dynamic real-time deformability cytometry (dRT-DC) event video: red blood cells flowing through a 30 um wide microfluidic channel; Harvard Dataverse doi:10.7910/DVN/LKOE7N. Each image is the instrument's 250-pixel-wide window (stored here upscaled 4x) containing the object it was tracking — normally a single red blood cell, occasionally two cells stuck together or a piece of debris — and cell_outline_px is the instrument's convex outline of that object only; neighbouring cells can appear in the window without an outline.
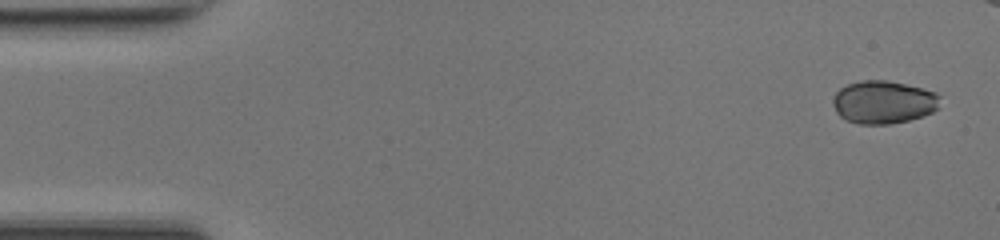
{"species": "common noctule bat (a hibernating species)", "species_latin": "Nyctalus noctula", "temperature_condition": "room temperature", "stored_images_in_passage": 43, "camera_frame_rate_fps": 3000, "um_per_image_px": 0.085, "animal": {"sex": "female", "body_mass_g": 17.0, "forearm_length_mm": 48.0}, "frame": {"image": 1, "passage_image": 1, "time_ms": 0.0, "image_size_px": [1000, 240], "cell_outline_px": [[940, 96], [936, 108], [932, 112], [908, 120], [888, 124], [860, 124], [844, 120], [836, 112], [832, 104], [832, 96], [840, 88], [848, 84], [860, 80], [888, 80], [936, 92]], "centroid_in_image_um": [75.03, 8.68], "position_along_channel_um": 10.0, "area_um2": 26.76}}
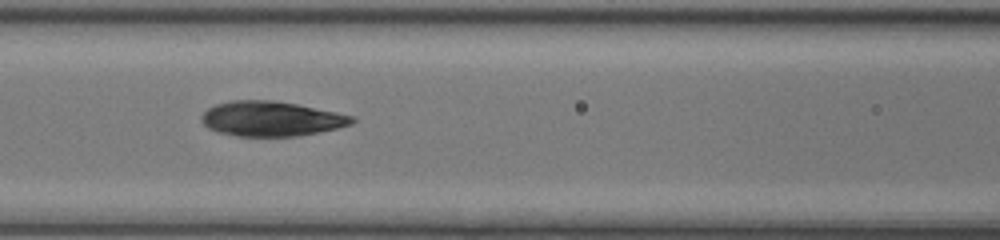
{"frame": {"image": 2, "passage_image": 20, "time_ms": 6.333, "image_size_px": [1000, 240], "cell_outline_px": [[356, 120], [352, 124], [336, 128], [300, 136], [236, 136], [220, 132], [208, 128], [200, 120], [200, 116], [208, 108], [216, 104], [232, 100], [272, 100], [296, 104], [356, 116]], "centroid_in_image_um": [23.05, 10.09], "position_along_channel_um": 143.5, "area_um2": 30.58}}
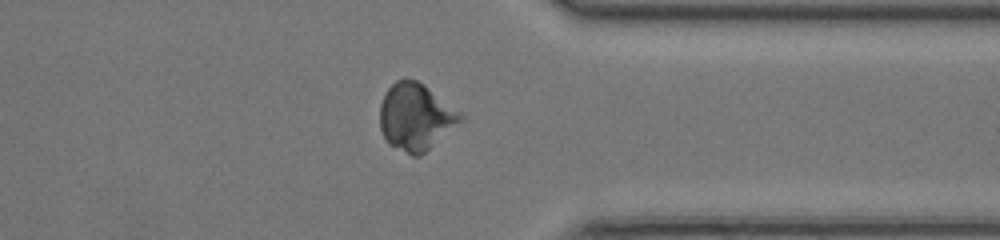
{"frame": {"image": 3, "passage_image": 37, "time_ms": 12.0, "image_size_px": [1000, 240], "cell_outline_px": [[468, 120], [420, 156], [412, 156], [388, 144], [380, 128], [380, 104], [388, 88], [396, 80], [404, 76], [416, 80], [424, 84], [468, 116]], "centroid_in_image_um": [35.42, 9.93], "position_along_channel_um": 376.0, "area_um2": 32.54}}